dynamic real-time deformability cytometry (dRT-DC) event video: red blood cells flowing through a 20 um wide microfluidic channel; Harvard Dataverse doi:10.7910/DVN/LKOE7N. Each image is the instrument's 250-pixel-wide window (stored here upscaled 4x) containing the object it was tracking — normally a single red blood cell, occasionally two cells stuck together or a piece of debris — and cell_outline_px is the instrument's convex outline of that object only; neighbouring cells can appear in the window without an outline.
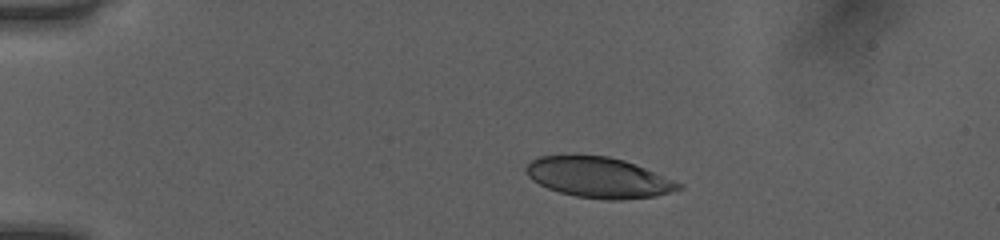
{"species": "human", "species_latin": "Homo sapiens", "temperature_condition": "room temperature", "stored_images_in_passage": 41, "camera_frame_rate_fps": 3000, "um_per_image_px": 0.085, "donor": {"sex": "female"}, "frame": {"image": 1, "passage_image": 1, "time_ms": 0.0, "image_size_px": [1000, 240], "cell_outline_px": [[684, 188], [656, 196], [620, 200], [604, 200], [576, 196], [560, 192], [548, 188], [532, 180], [528, 176], [524, 168], [532, 160], [540, 156], [608, 156], [624, 160], [684, 184]], "centroid_in_image_um": [50.9, 15.1], "position_along_channel_um": 34.1, "area_um2": 35.72}}
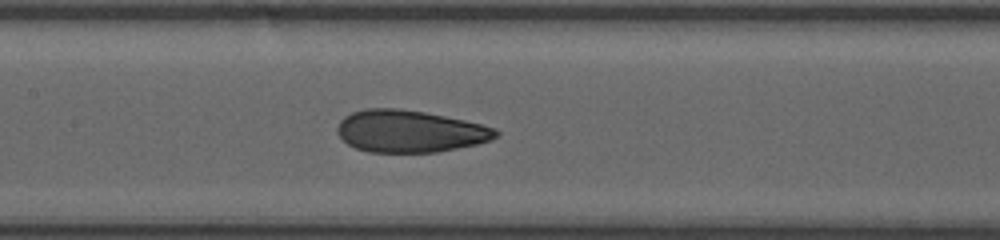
{"frame": {"image": 2, "passage_image": 16, "time_ms": 5.0, "image_size_px": [1000, 240], "cell_outline_px": [[500, 136], [492, 140], [476, 144], [436, 152], [368, 152], [356, 148], [348, 144], [336, 132], [336, 128], [340, 120], [344, 116], [352, 112], [364, 108], [396, 108], [424, 112], [464, 120], [496, 128], [500, 132]], "centroid_in_image_um": [34.83, 11.15], "position_along_channel_um": 172.6, "area_um2": 38.96}}
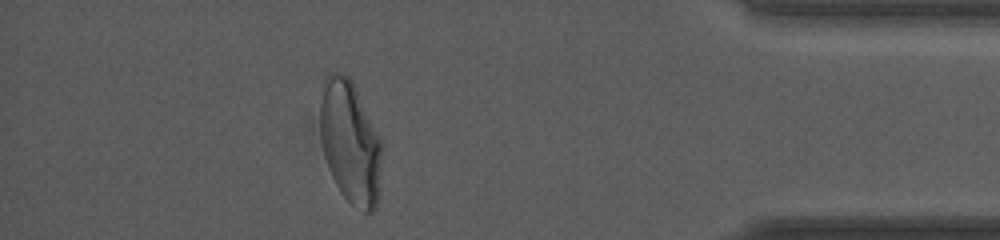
{"frame": {"image": 3, "passage_image": 36, "time_ms": 11.667, "image_size_px": [1000, 240], "cell_outline_px": [[380, 168], [376, 208], [372, 212], [364, 212], [352, 204], [340, 192], [328, 168], [324, 156], [320, 140], [320, 104], [328, 72], [344, 72], [352, 80], [380, 140]], "centroid_in_image_um": [29.73, 12.09], "position_along_channel_um": 405.5, "area_um2": 43.47}, "authors_computed_cell_mechanics": {"area_um2": 39.1306, "velocity_mm_per_s": 4.0487, "shape_relaxation_time_tau1_ms": 8.2985, "shape_relaxation_time_tau2_ms": 0.9231, "deformation_change_tau1": 0.2629, "deformation_change_tau2": 0.0774}}